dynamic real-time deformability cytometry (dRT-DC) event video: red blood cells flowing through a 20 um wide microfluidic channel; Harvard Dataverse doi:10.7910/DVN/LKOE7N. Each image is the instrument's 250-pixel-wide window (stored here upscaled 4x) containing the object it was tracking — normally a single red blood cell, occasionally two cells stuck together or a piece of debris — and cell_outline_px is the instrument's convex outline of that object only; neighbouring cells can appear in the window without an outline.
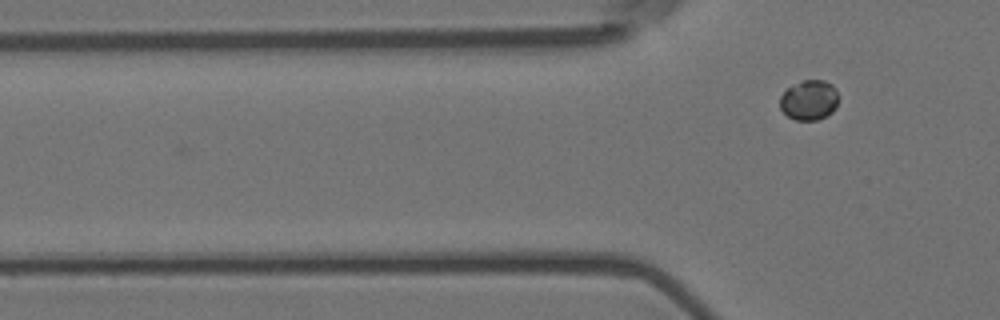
{"species": "Egyptian fruit bat (a non-hibernating species)", "species_latin": "Rousettus aegyptiacus", "temperature_condition": "room temperature", "stored_images_in_passage": 4, "segment_of_instrument_passage": [2, 2], "camera_frame_rate_fps": 3000, "um_per_image_px": 0.085, "animal": {"sex": "female"}, "frame": {"image": 1, "passage_image": 4, "time_ms": 1.0, "image_size_px": [1000, 320], "cell_outline_px": [[840, 96], [836, 108], [832, 112], [816, 120], [796, 120], [788, 116], [780, 108], [780, 96], [788, 88], [804, 80], [824, 80], [832, 84]], "centroid_in_image_um": [68.81, 8.5], "position_along_channel_um": 57.0, "area_um2": 13.64}}